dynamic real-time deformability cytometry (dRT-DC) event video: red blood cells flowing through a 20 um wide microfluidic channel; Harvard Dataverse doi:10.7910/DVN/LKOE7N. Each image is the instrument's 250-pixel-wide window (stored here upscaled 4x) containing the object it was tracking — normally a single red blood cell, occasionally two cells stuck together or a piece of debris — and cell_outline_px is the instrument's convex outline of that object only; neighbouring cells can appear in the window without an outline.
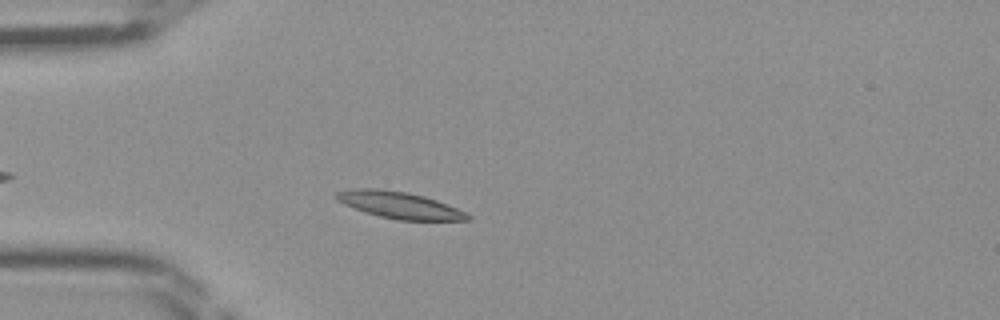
{"species": "Egyptian fruit bat (a non-hibernating species)", "species_latin": "Rousettus aegyptiacus", "temperature_condition": "room temperature", "stored_images_in_passage": 31, "camera_frame_rate_fps": 3000, "um_per_image_px": 0.085, "frame": {"image": 1, "passage_image": 6, "time_ms": 1.667, "image_size_px": [1000, 320], "cell_outline_px": [[472, 220], [396, 220], [364, 212], [344, 204], [336, 200], [336, 192], [352, 188], [376, 188], [408, 192], [424, 196], [436, 200], [456, 208], [472, 216]], "centroid_in_image_um": [33.93, 17.43], "position_along_channel_um": 51.1, "area_um2": 20.4}}
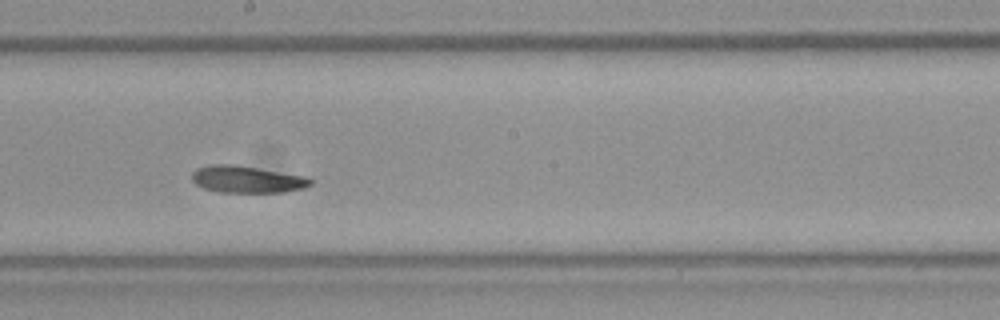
{"frame": {"image": 2, "passage_image": 19, "time_ms": 6.0, "image_size_px": [1000, 320], "cell_outline_px": [[312, 184], [304, 188], [284, 192], [220, 192], [204, 188], [196, 184], [192, 180], [192, 172], [196, 168], [208, 164], [232, 164], [304, 176], [312, 180]], "centroid_in_image_um": [20.95, 15.24], "position_along_channel_um": 227.2, "area_um2": 18.5}}
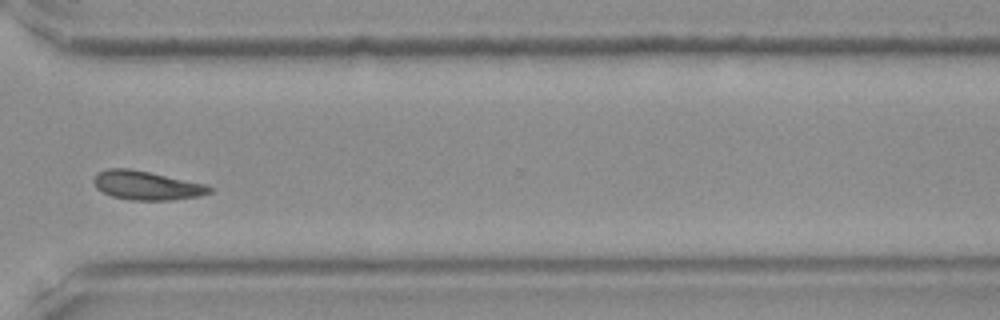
{"frame": {"image": 3, "passage_image": 28, "time_ms": 9.0, "image_size_px": [1000, 320], "cell_outline_px": [[212, 192], [200, 196], [172, 200], [132, 200], [112, 196], [96, 188], [92, 180], [96, 172], [108, 168], [128, 168], [208, 184], [212, 188]], "centroid_in_image_um": [12.46, 15.76], "position_along_channel_um": 358.1, "area_um2": 19.59}}